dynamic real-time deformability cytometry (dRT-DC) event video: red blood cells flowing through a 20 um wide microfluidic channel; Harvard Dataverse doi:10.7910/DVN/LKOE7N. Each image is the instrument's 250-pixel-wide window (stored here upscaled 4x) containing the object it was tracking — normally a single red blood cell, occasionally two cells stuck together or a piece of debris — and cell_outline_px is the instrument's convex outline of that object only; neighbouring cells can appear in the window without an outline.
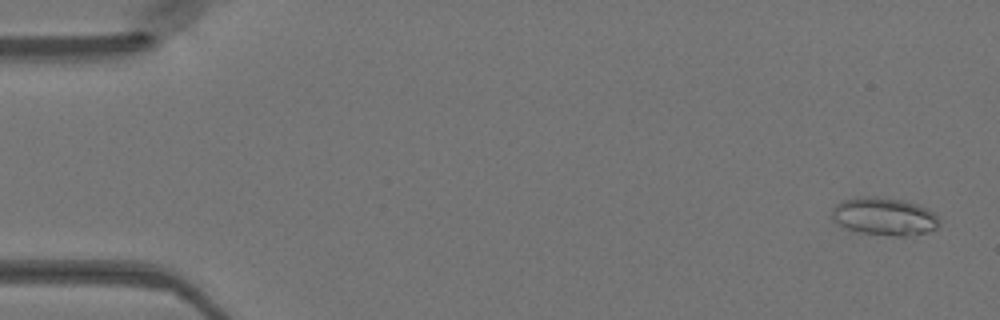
{"species": "Egyptian fruit bat (a non-hibernating species)", "species_latin": "Rousettus aegyptiacus", "temperature_condition": "warm", "stored_images_in_passage": 49, "camera_frame_rate_fps": 3000, "um_per_image_px": 0.085, "animal": {"sex": "female"}, "frame": {"image": 1, "passage_image": 2, "time_ms": 0.333, "image_size_px": [1000, 320], "cell_outline_px": [[940, 220], [936, 228], [924, 232], [908, 236], [892, 236], [860, 232], [848, 228], [832, 220], [832, 208], [836, 204], [844, 200], [856, 196], [876, 196], [904, 200], [928, 208]], "centroid_in_image_um": [75.14, 18.38], "position_along_channel_um": 9.9, "area_um2": 23.58}}
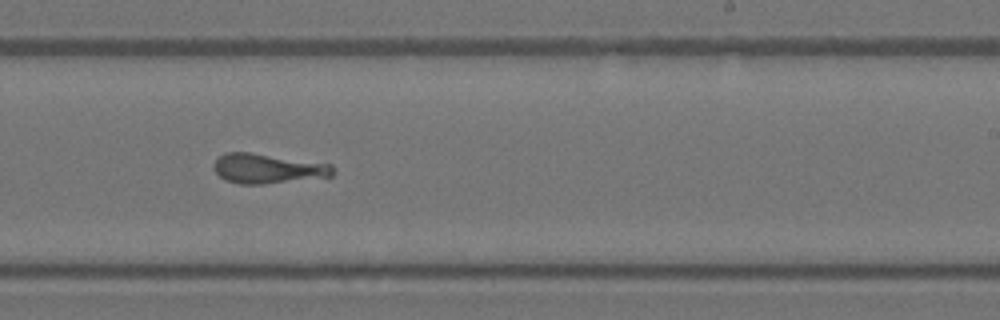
{"frame": {"image": 2, "passage_image": 30, "time_ms": 9.667, "image_size_px": [1000, 320], "cell_outline_px": [[336, 172], [332, 176], [264, 184], [240, 184], [224, 180], [212, 168], [212, 164], [224, 152], [248, 152], [332, 164], [336, 168]], "centroid_in_image_um": [22.76, 14.33], "position_along_channel_um": 266.2, "area_um2": 20.75}}
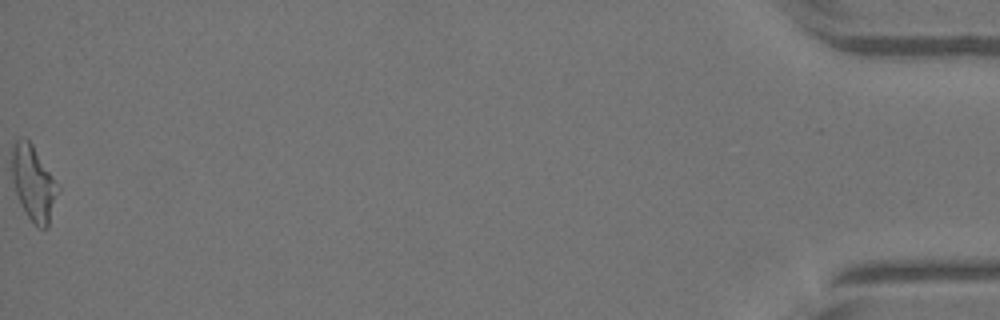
{"frame": {"image": 3, "passage_image": 49, "time_ms": 16.0, "image_size_px": [1000, 320], "cell_outline_px": [[60, 188], [48, 228], [36, 228], [28, 216], [16, 192], [12, 180], [12, 144], [16, 140], [24, 136], [32, 144]], "centroid_in_image_um": [2.85, 15.57], "position_along_channel_um": 432.3, "area_um2": 19.94}}